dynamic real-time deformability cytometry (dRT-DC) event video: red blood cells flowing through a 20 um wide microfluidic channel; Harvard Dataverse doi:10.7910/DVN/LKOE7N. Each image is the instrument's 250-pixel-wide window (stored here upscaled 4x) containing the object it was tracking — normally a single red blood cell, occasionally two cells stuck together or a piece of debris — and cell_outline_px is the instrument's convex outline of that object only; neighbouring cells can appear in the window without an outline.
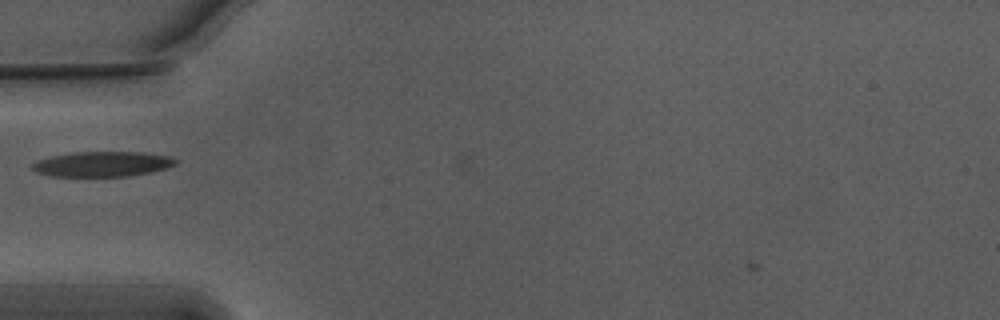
{"species": "Egyptian fruit bat (a non-hibernating species)", "species_latin": "Rousettus aegyptiacus", "temperature_condition": "warm", "stored_images_in_passage": 36, "camera_frame_rate_fps": 3000, "um_per_image_px": 0.085, "animal": {"sex": "male"}, "frame": {"image": 1, "passage_image": 1, "time_ms": 0.0, "image_size_px": [1000, 320], "cell_outline_px": [[180, 160], [176, 164], [164, 168], [148, 172], [128, 176], [52, 176], [36, 172], [32, 168], [32, 164], [36, 160], [52, 156], [72, 152], [144, 152], [168, 156]], "centroid_in_image_um": [8.69, 13.93], "position_along_channel_um": 76.3, "area_um2": 20.87}}
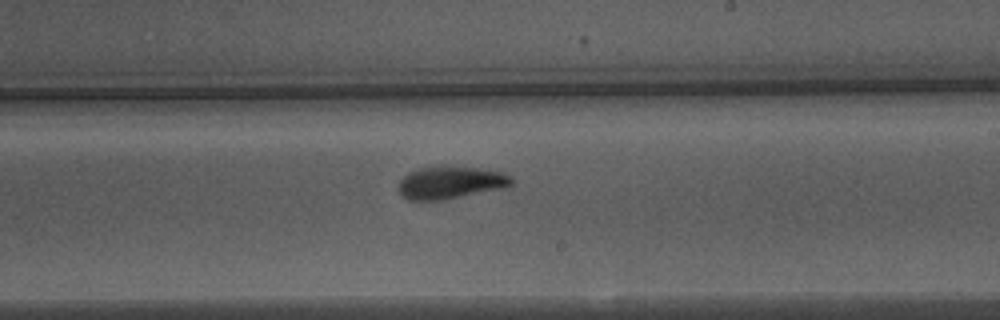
{"frame": {"image": 2, "passage_image": 15, "time_ms": 4.667, "image_size_px": [1000, 320], "cell_outline_px": [[512, 184], [504, 188], [440, 200], [408, 200], [396, 188], [400, 180], [408, 172], [420, 168], [444, 164], [476, 168], [504, 172], [512, 176]], "centroid_in_image_um": [38.28, 15.49], "position_along_channel_um": 250.7, "area_um2": 21.68}}
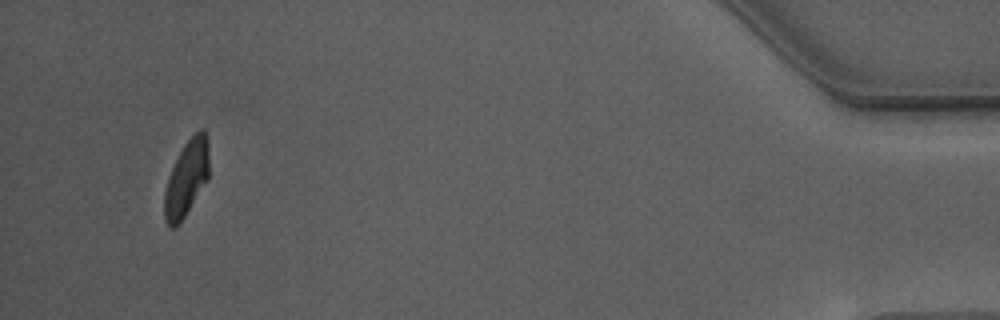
{"frame": {"image": 3, "passage_image": 35, "time_ms": 11.333, "image_size_px": [1000, 320], "cell_outline_px": [[208, 180], [176, 228], [172, 228], [168, 224], [164, 216], [164, 192], [168, 176], [184, 144], [200, 128], [204, 128], [208, 136]], "centroid_in_image_um": [15.86, 15.13], "position_along_channel_um": 419.3, "area_um2": 19.59}}